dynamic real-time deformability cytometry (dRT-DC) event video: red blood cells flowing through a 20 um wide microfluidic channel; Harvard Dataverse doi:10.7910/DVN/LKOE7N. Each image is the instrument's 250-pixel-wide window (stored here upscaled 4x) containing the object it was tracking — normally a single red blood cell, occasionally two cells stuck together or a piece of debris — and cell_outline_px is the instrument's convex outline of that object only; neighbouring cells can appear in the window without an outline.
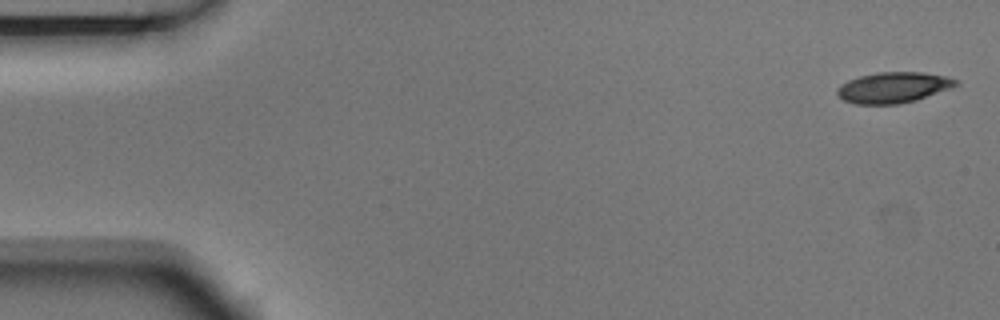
{"species": "Egyptian fruit bat (a non-hibernating species)", "species_latin": "Rousettus aegyptiacus", "temperature_condition": "room temperature", "stored_images_in_passage": 4, "camera_frame_rate_fps": 3000, "um_per_image_px": 0.085, "animal": {"sex": "male"}, "frame": {"image": 1, "passage_image": 1, "time_ms": 0.0, "image_size_px": [1000, 320], "cell_outline_px": [[960, 84], [952, 88], [916, 100], [900, 104], [856, 104], [844, 100], [836, 92], [836, 88], [840, 84], [848, 80], [860, 76], [876, 72], [920, 72], [944, 76], [960, 80]], "centroid_in_image_um": [75.95, 7.43], "position_along_channel_um": 9.0, "area_um2": 21.39}}
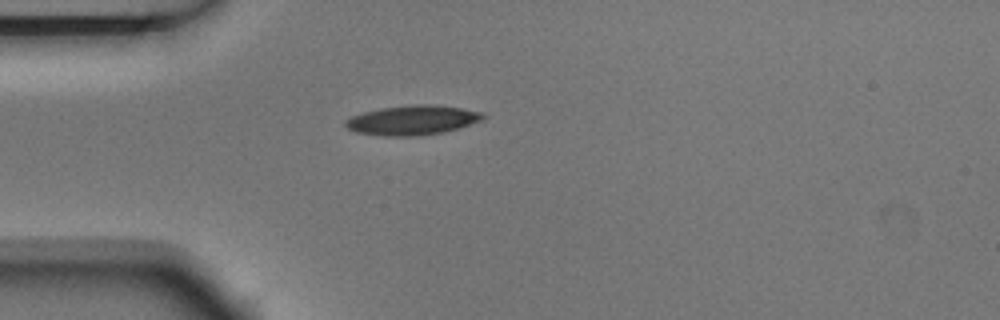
{"frame": {"image": 2, "passage_image": 4, "time_ms": 1.0, "image_size_px": [1000, 320], "cell_outline_px": [[488, 116], [480, 120], [444, 132], [416, 136], [384, 136], [356, 132], [348, 128], [344, 124], [344, 120], [352, 116], [364, 112], [384, 108], [412, 104], [428, 104], [460, 108], [480, 112]], "centroid_in_image_um": [35.02, 10.22], "position_along_channel_um": 50.0, "area_um2": 23.35}}